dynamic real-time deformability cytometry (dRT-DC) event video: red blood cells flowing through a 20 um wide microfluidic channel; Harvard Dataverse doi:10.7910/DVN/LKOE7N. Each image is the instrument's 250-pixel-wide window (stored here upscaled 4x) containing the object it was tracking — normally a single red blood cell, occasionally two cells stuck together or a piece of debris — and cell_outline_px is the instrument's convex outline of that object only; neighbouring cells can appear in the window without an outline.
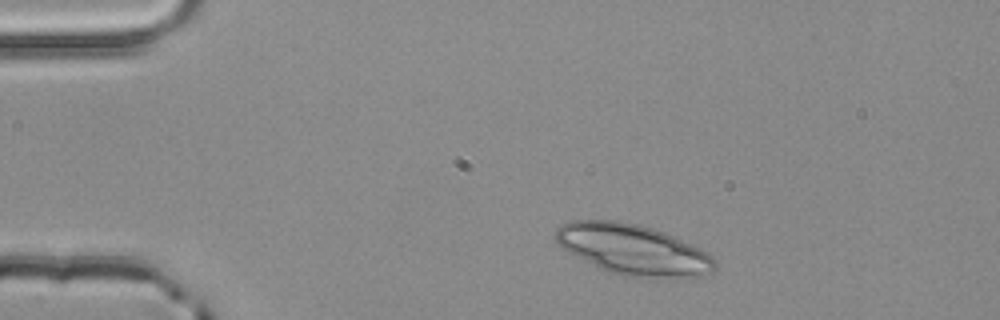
{"species": "common noctule bat (a hibernating species)", "species_latin": "Nyctalus noctula", "temperature_condition": "room temperature", "stored_images_in_passage": 4, "camera_frame_rate_fps": 3000, "um_per_image_px": 0.085, "animal": {"sex": "male", "body_mass_g": 20.4}, "frame": {"image": 1, "passage_image": 4, "time_ms": 1.0, "image_size_px": [1000, 320], "cell_outline_px": [[716, 268], [712, 272], [704, 276], [628, 276], [608, 272], [600, 268], [556, 244], [556, 228], [572, 220], [616, 220], [640, 224], [664, 232], [700, 248], [708, 252], [716, 260]], "centroid_in_image_um": [53.83, 21.19], "position_along_channel_um": 31.2, "area_um2": 46.24}}